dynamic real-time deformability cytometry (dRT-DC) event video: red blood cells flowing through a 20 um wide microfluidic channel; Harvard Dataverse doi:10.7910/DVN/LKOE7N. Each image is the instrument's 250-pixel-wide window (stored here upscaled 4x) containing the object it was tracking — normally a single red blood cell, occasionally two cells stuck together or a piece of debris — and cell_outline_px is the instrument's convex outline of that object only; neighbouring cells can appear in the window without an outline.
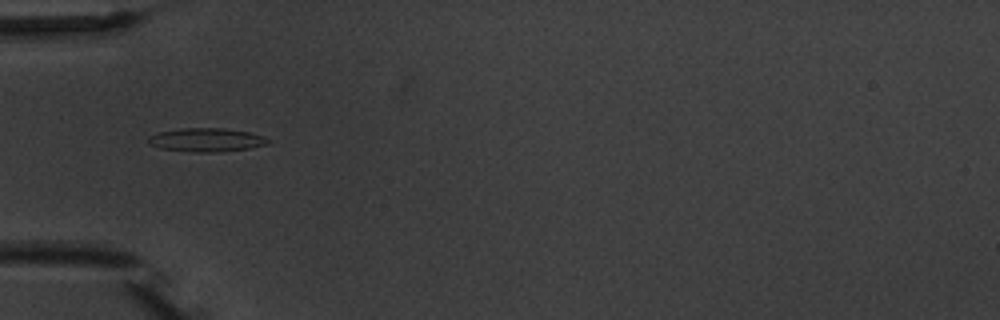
{"species": "common noctule bat (a hibernating species)", "species_latin": "Nyctalus noctula", "temperature_condition": "warm", "stored_images_in_passage": 6, "camera_frame_rate_fps": 3000, "um_per_image_px": 0.085, "animal": {"sex": "male", "body_mass_g": 20.1, "forearm_length_mm": 53.5}, "frame": {"image": 1, "passage_image": 4, "time_ms": 3.667, "image_size_px": [1000, 320], "cell_outline_px": [[272, 140], [268, 144], [248, 148], [220, 152], [192, 152], [160, 148], [148, 144], [148, 136], [156, 132], [180, 128], [224, 128], [248, 132], [264, 136]], "centroid_in_image_um": [17.52, 11.89], "position_along_channel_um": 67.5, "area_um2": 16.65}}
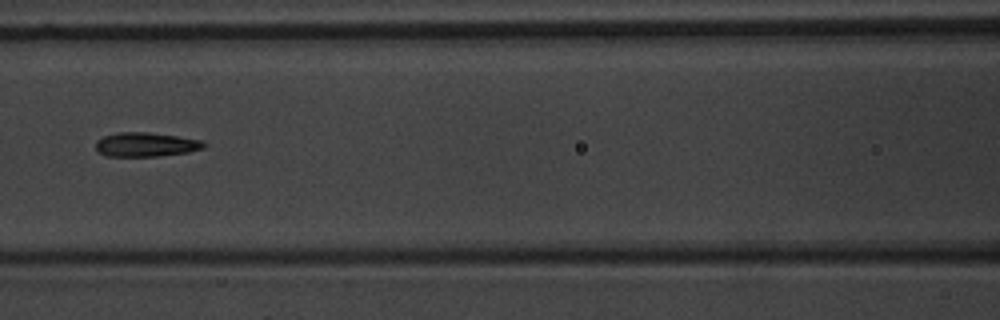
{"frame": {"image": 2, "passage_image": 6, "time_ms": 6.0, "image_size_px": [1000, 320], "cell_outline_px": [[208, 144], [204, 148], [188, 152], [156, 156], [104, 156], [96, 148], [96, 140], [104, 136], [116, 132], [148, 132], [176, 136], [200, 140]], "centroid_in_image_um": [12.39, 12.28], "position_along_channel_um": 154.2, "area_um2": 15.2}}